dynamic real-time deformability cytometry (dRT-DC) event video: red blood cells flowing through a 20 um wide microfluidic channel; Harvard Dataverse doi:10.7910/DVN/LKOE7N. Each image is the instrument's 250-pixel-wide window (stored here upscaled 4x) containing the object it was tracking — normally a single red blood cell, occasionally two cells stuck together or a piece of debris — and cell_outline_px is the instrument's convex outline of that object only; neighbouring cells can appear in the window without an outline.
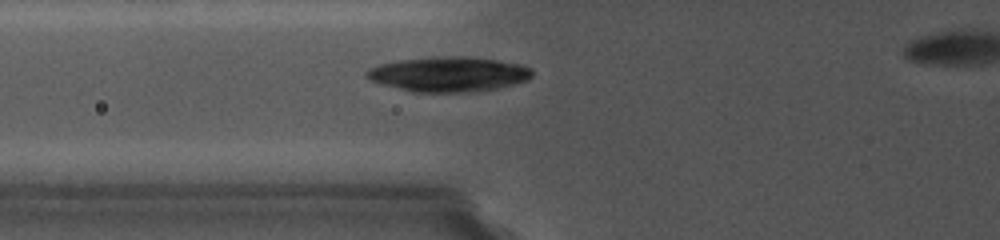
{"species": "common noctule bat (a hibernating species)", "species_latin": "Nyctalus noctula", "temperature_condition": "cold", "stored_images_in_passage": 57, "camera_frame_rate_fps": 5000, "um_per_image_px": 0.085, "animal": {"sex": "female", "body_mass_g": 19.0, "forearm_length_mm": 56.7}, "frame": {"image": 1, "passage_image": 14, "time_ms": 4.4, "image_size_px": [1000, 240], "cell_outline_px": [[532, 76], [528, 80], [496, 88], [476, 92], [412, 92], [368, 80], [364, 76], [364, 72], [368, 68], [380, 64], [400, 60], [444, 56], [464, 56], [496, 60], [524, 64], [532, 68]], "centroid_in_image_um": [38.13, 6.31], "position_along_channel_um": 87.7, "area_um2": 33.81}}
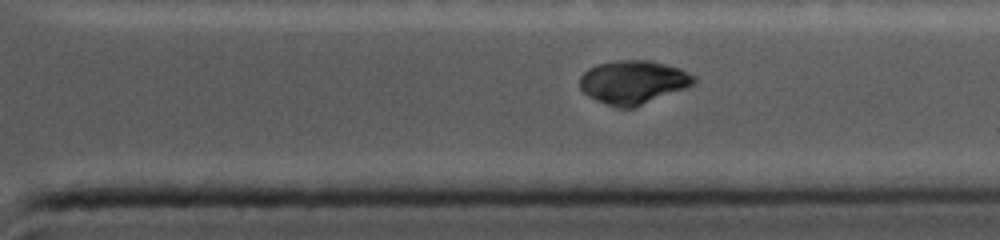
{"frame": {"image": 2, "passage_image": 40, "time_ms": 11.6, "image_size_px": [1000, 240], "cell_outline_px": [[696, 84], [688, 88], [636, 108], [616, 108], [596, 100], [588, 96], [580, 88], [580, 76], [588, 68], [596, 64], [616, 60], [648, 60], [680, 68], [696, 76]], "centroid_in_image_um": [53.86, 7.0], "position_along_channel_um": 357.5, "area_um2": 29.48}}
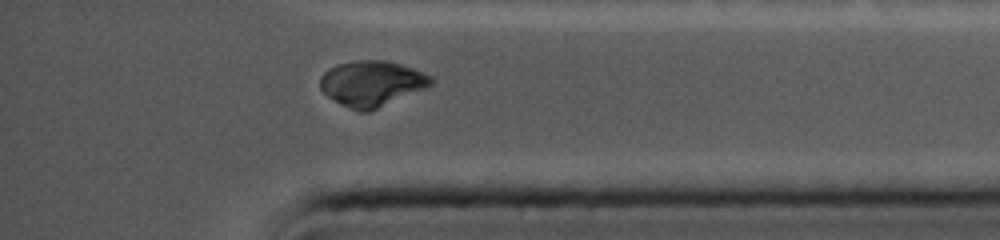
{"frame": {"image": 3, "passage_image": 49, "time_ms": 12.8, "image_size_px": [1000, 240], "cell_outline_px": [[436, 80], [428, 88], [368, 112], [364, 112], [352, 108], [328, 96], [320, 88], [320, 76], [328, 68], [336, 64], [356, 60], [384, 60], [400, 64], [424, 72], [432, 76]], "centroid_in_image_um": [31.65, 7.07], "position_along_channel_um": 403.6, "area_um2": 29.42}, "authors_computed_cell_mechanics": {"area_um2": 29.3624, "velocity_mm_per_s": 3.7509, "shape_relaxation_time_tau1_ms": null, "shape_relaxation_time_tau2_ms": 6.3454, "deformation_change_tau1": null, "deformation_change_tau2": 0.0355}}